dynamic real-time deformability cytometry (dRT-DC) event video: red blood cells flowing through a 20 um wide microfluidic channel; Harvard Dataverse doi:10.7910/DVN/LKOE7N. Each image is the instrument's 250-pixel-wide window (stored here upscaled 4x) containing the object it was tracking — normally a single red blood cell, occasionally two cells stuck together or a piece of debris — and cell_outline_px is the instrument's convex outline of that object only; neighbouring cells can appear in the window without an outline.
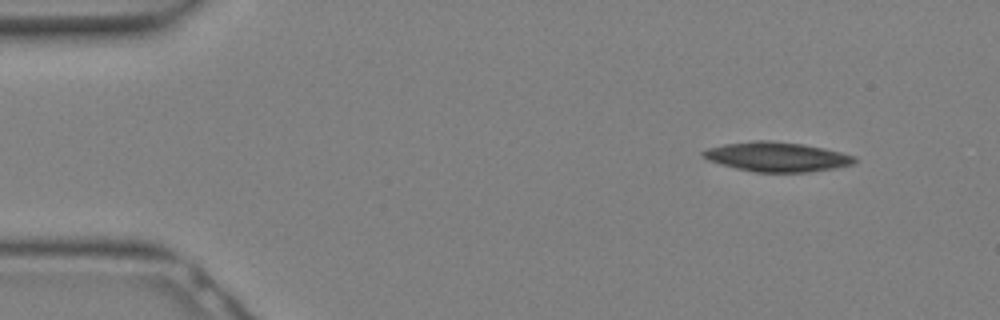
{"species": "Egyptian fruit bat (a non-hibernating species)", "species_latin": "Rousettus aegyptiacus", "temperature_condition": "warm", "stored_images_in_passage": 5, "camera_frame_rate_fps": 3000, "um_per_image_px": 0.085, "animal": {"sex": "female"}, "frame": {"image": 1, "passage_image": 1, "time_ms": 0.0, "image_size_px": [1000, 320], "cell_outline_px": [[856, 160], [852, 164], [836, 168], [808, 172], [756, 172], [736, 168], [720, 164], [708, 160], [700, 156], [700, 152], [708, 148], [724, 144], [756, 140], [768, 140], [804, 144], [824, 148], [856, 156]], "centroid_in_image_um": [66.01, 13.33], "position_along_channel_um": 19.0, "area_um2": 26.13}}